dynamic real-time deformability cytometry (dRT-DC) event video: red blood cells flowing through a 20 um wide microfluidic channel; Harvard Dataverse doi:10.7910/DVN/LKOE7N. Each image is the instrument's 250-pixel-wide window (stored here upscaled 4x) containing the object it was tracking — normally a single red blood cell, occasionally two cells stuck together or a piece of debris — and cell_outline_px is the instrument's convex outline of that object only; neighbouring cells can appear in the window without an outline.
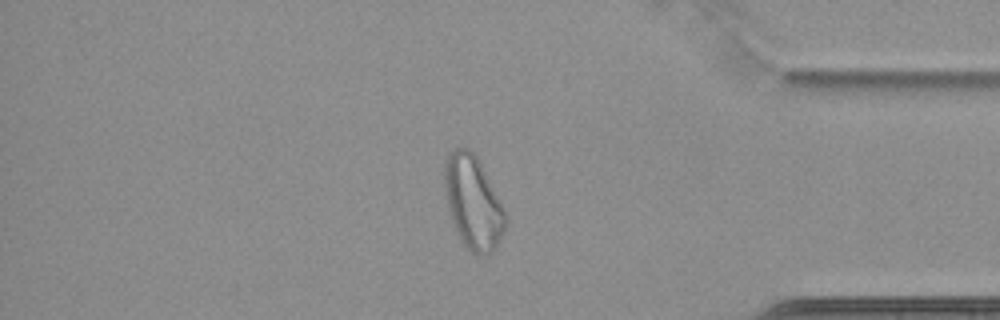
{"species": "common noctule bat (a hibernating species)", "species_latin": "Nyctalus noctula", "temperature_condition": "cold", "stored_images_in_passage": 65, "camera_frame_rate_fps": 3000, "um_per_image_px": 0.085, "animal": {"sex": "female", "body_mass_g": 22.7, "forearm_length_mm": 54.2}, "frame": {"image": 1, "passage_image": 56, "time_ms": 18.333, "image_size_px": [1000, 320], "cell_outline_px": [[508, 220], [496, 248], [488, 256], [480, 256], [472, 252], [460, 240], [456, 232], [448, 208], [444, 192], [444, 156], [448, 152], [456, 148], [468, 148], [476, 156], [500, 200], [508, 216]], "centroid_in_image_um": [40.2, 17.22], "position_along_channel_um": 395.0, "area_um2": 33.35}}